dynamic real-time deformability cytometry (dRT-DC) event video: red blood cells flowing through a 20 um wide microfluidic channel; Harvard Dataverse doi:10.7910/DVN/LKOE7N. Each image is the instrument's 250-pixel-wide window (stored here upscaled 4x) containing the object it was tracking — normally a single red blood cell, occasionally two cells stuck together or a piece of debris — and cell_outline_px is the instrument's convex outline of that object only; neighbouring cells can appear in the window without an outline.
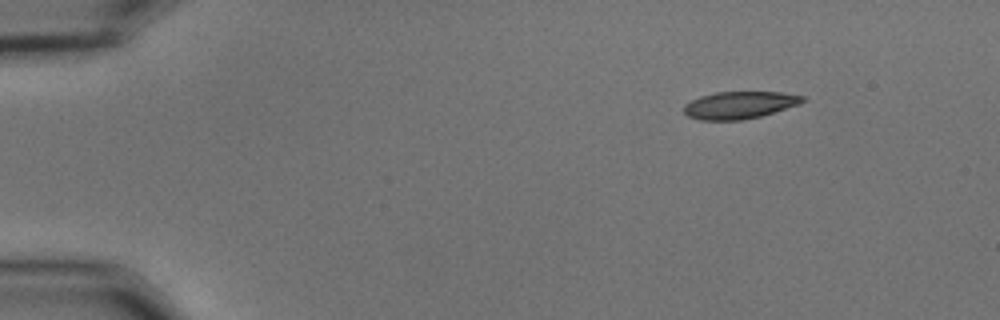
{"species": "common noctule bat (a hibernating species)", "species_latin": "Nyctalus noctula", "temperature_condition": "cold", "stored_images_in_passage": 50, "camera_frame_rate_fps": 3000, "um_per_image_px": 0.085, "animal": {"sex": "male", "body_mass_g": 15.6}, "frame": {"image": 1, "passage_image": 1, "time_ms": 0.0, "image_size_px": [1000, 320], "cell_outline_px": [[808, 100], [800, 104], [760, 116], [740, 120], [700, 120], [688, 116], [684, 112], [684, 104], [700, 96], [716, 92], [780, 92], [804, 96]], "centroid_in_image_um": [62.87, 8.92], "position_along_channel_um": 22.1, "area_um2": 18.84}}
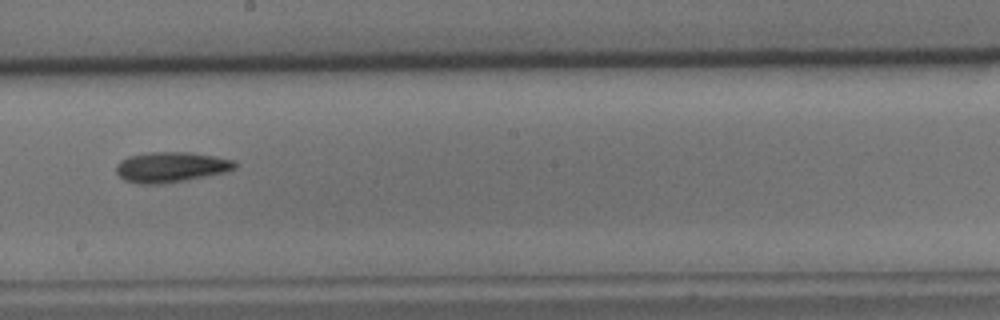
{"frame": {"image": 2, "passage_image": 26, "time_ms": 8.333, "image_size_px": [1000, 320], "cell_outline_px": [[236, 168], [228, 172], [184, 180], [160, 184], [140, 184], [124, 180], [116, 172], [116, 164], [120, 160], [128, 156], [152, 152], [188, 152], [216, 156], [236, 160]], "centroid_in_image_um": [14.55, 14.2], "position_along_channel_um": 233.7, "area_um2": 21.1}}
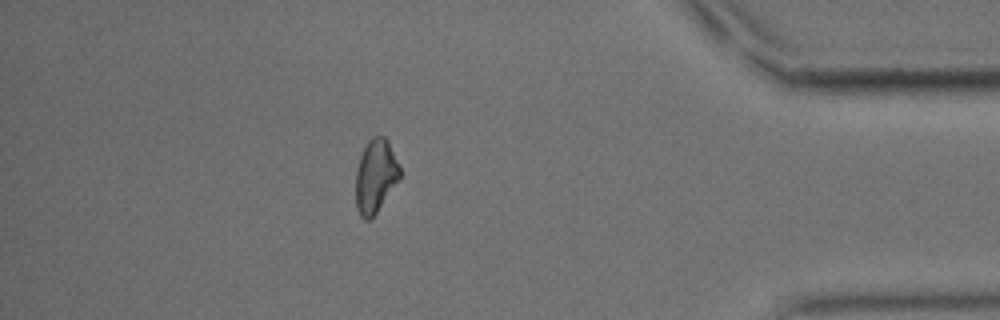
{"frame": {"image": 3, "passage_image": 43, "time_ms": 14.0, "image_size_px": [1000, 320], "cell_outline_px": [[400, 176], [372, 220], [364, 220], [360, 216], [356, 208], [356, 168], [360, 156], [368, 140], [372, 136], [384, 136], [388, 140], [400, 168]], "centroid_in_image_um": [31.89, 14.98], "position_along_channel_um": 403.3, "area_um2": 18.84}, "authors_computed_cell_mechanics": {"area_um2": 19.7098, "velocity_mm_per_s": 3.6127, "shape_relaxation_time_tau1_ms": 8.4419, "shape_relaxation_time_tau2_ms": null, "deformation_change_tau1": 0.1864, "deformation_change_tau2": null}}